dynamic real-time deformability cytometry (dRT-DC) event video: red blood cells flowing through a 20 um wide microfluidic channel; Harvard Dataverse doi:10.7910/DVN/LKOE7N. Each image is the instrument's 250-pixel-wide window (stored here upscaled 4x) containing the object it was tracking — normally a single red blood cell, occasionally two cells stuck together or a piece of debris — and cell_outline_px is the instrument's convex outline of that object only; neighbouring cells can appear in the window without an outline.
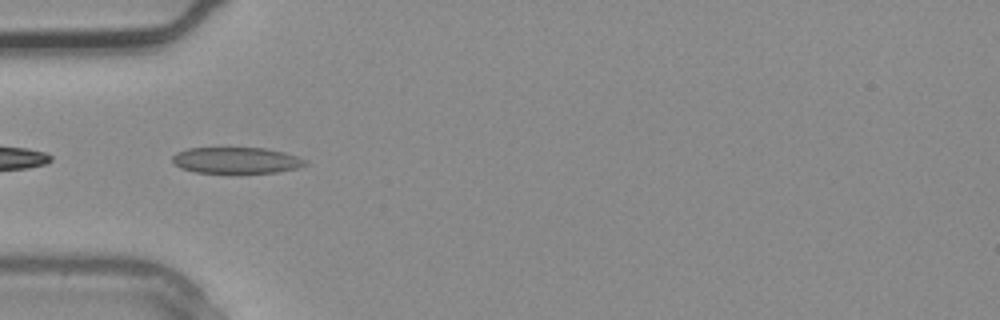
{"species": "common noctule bat (a hibernating species)", "species_latin": "Nyctalus noctula", "temperature_condition": "warm", "stored_images_in_passage": 2, "camera_frame_rate_fps": 3000, "um_per_image_px": 0.085, "animal": {"sex": "male", "body_mass_g": 20.4}, "frame": {"image": 1, "passage_image": 2, "time_ms": 0.333, "image_size_px": [1000, 320], "cell_outline_px": [[308, 164], [296, 168], [276, 172], [196, 172], [180, 168], [172, 164], [172, 156], [176, 152], [188, 148], [264, 148], [284, 152], [308, 160]], "centroid_in_image_um": [20.06, 13.62], "position_along_channel_um": 64.9, "area_um2": 20.17}}